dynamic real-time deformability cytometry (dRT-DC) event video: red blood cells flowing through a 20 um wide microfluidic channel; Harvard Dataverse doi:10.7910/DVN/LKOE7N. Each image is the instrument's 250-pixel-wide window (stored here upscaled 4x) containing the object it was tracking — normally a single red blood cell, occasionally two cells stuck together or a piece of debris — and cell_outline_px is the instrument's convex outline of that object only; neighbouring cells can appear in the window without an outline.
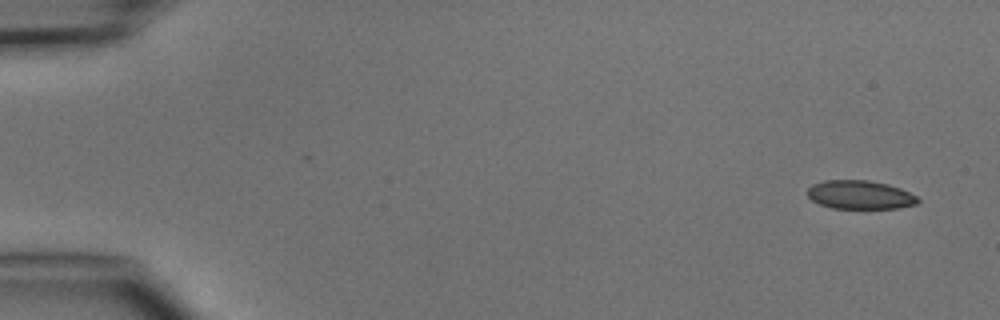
{"species": "common noctule bat (a hibernating species)", "species_latin": "Nyctalus noctula", "temperature_condition": "cold", "stored_images_in_passage": 2, "camera_frame_rate_fps": 3000, "um_per_image_px": 0.085, "animal": {"sex": "male", "body_mass_g": 15.6}, "frame": {"image": 1, "passage_image": 2, "time_ms": 1.333, "image_size_px": [1000, 320], "cell_outline_px": [[920, 200], [916, 204], [900, 208], [832, 208], [820, 204], [812, 200], [808, 196], [808, 188], [812, 184], [824, 180], [868, 180], [888, 184], [900, 188], [916, 196]], "centroid_in_image_um": [73.1, 16.55], "position_along_channel_um": 11.9, "area_um2": 18.38}}